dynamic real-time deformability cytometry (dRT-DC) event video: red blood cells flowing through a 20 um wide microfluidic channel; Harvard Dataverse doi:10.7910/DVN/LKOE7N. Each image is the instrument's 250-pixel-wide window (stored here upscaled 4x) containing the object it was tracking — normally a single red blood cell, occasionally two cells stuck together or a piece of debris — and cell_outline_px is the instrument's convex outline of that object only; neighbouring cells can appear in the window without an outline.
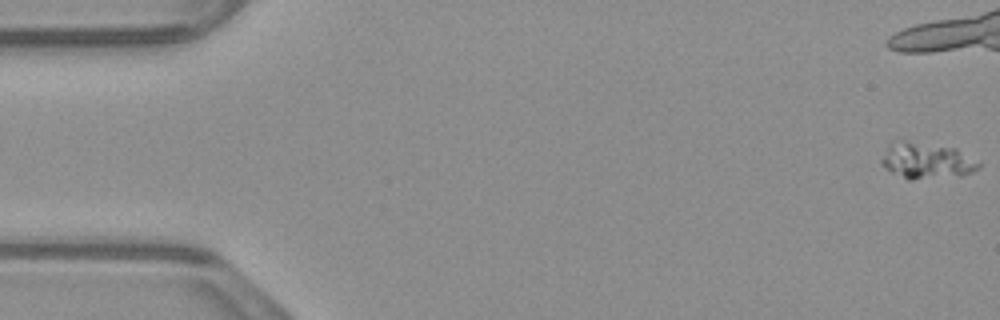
{"species": "common noctule bat (a hibernating species)", "species_latin": "Nyctalus noctula", "temperature_condition": "warm", "stored_images_in_passage": 43, "camera_frame_rate_fps": 3000, "um_per_image_px": 0.085, "animal": {"sex": "male", "body_mass_g": 23.1, "forearm_length_mm": 52.7}, "frame": {"image": 1, "passage_image": 1, "time_ms": 0.0, "image_size_px": [1000, 320], "cell_outline_px": [[980, 168], [972, 172], [960, 176], [912, 180], [908, 180], [884, 168], [880, 164], [880, 160], [888, 144], [892, 140], [908, 140], [956, 148], [980, 164]], "centroid_in_image_um": [78.7, 13.65], "position_along_channel_um": 6.3, "area_um2": 20.75}}